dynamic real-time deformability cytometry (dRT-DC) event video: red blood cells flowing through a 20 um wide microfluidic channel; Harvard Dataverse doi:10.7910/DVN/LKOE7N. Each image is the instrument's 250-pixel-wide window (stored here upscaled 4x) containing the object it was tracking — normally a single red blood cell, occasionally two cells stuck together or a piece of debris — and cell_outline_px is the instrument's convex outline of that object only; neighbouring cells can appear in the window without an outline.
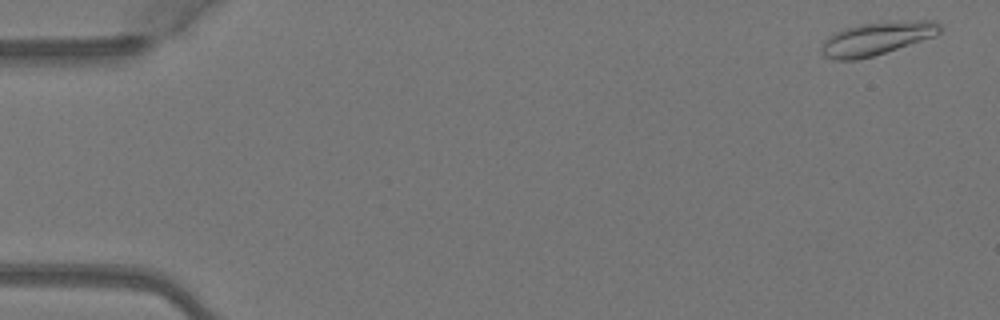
{"species": "Egyptian fruit bat (a non-hibernating species)", "species_latin": "Rousettus aegyptiacus", "temperature_condition": "warm", "stored_images_in_passage": 3, "camera_frame_rate_fps": 3000, "um_per_image_px": 0.085, "animal": {"sex": "female"}, "frame": {"image": 1, "passage_image": 1, "time_ms": 0.0, "image_size_px": [1000, 320], "cell_outline_px": [[944, 28], [936, 36], [872, 56], [856, 60], [832, 60], [824, 56], [820, 52], [820, 48], [824, 40], [828, 36], [844, 28], [860, 24], [916, 20], [936, 20]], "centroid_in_image_um": [74.53, 3.27], "position_along_channel_um": 10.5, "area_um2": 22.89}}